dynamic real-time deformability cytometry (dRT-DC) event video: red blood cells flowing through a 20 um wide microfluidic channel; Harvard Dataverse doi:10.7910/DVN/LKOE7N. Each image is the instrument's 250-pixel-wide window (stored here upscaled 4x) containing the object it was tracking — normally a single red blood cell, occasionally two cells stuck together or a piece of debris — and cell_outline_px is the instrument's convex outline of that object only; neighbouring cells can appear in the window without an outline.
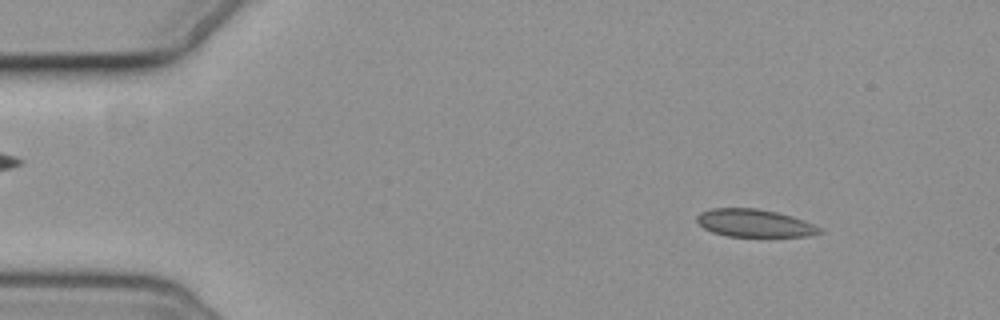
{"species": "common noctule bat (a hibernating species)", "species_latin": "Nyctalus noctula", "temperature_condition": "cold", "stored_images_in_passage": 4, "camera_frame_rate_fps": 3000, "um_per_image_px": 0.085, "animal": {"sex": "female", "body_mass_g": 19.3, "forearm_length_mm": 54.1}, "frame": {"image": 1, "passage_image": 2, "time_ms": 1.0, "image_size_px": [1000, 320], "cell_outline_px": [[824, 232], [808, 236], [724, 236], [712, 232], [704, 228], [696, 220], [696, 216], [700, 212], [712, 208], [756, 208], [776, 212], [792, 216], [804, 220], [820, 228]], "centroid_in_image_um": [64.1, 18.96], "position_along_channel_um": 20.9, "area_um2": 19.77}}
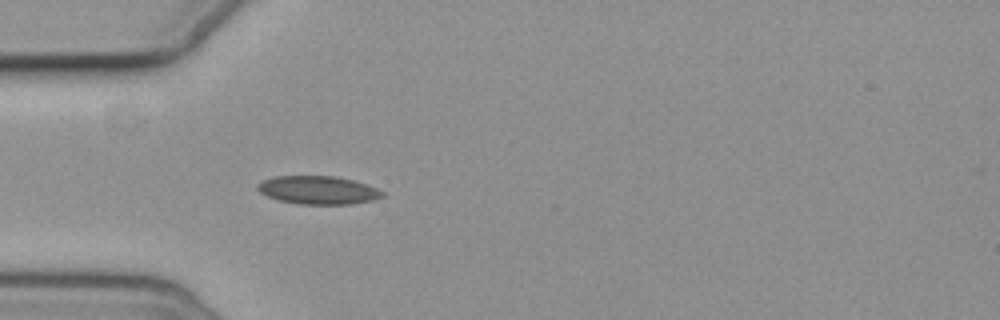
{"frame": {"image": 2, "passage_image": 4, "time_ms": 4.333, "image_size_px": [1000, 320], "cell_outline_px": [[384, 196], [372, 200], [352, 204], [296, 204], [280, 200], [268, 196], [260, 192], [256, 188], [256, 184], [264, 180], [276, 176], [336, 176], [352, 180], [376, 188], [384, 192]], "centroid_in_image_um": [27.02, 16.16], "position_along_channel_um": 58.0, "area_um2": 20.4}}